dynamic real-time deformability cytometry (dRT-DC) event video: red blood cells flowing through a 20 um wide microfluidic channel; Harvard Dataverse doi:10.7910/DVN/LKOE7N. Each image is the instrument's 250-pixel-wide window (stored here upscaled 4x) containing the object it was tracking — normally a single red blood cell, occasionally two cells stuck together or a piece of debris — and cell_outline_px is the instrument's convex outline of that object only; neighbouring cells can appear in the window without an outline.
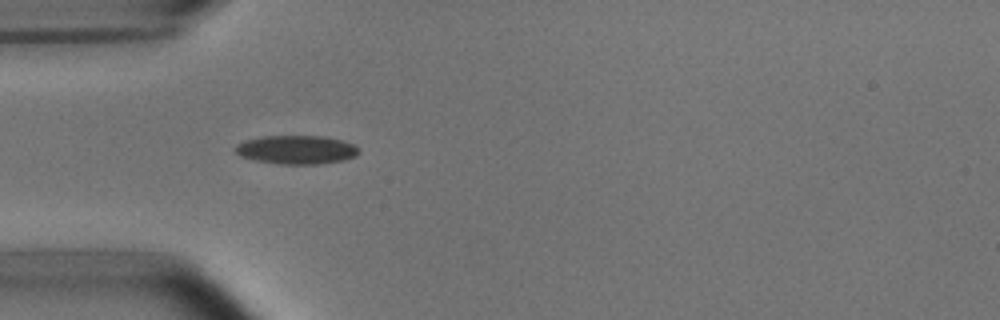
{"species": "common noctule bat (a hibernating species)", "species_latin": "Nyctalus noctula", "temperature_condition": "room temperature", "stored_images_in_passage": 8, "camera_frame_rate_fps": 3000, "um_per_image_px": 0.085, "animal": {"sex": "male", "body_mass_g": 15.6}, "frame": {"image": 1, "passage_image": 4, "time_ms": 3.333, "image_size_px": [1000, 320], "cell_outline_px": [[360, 152], [356, 156], [344, 160], [320, 164], [280, 164], [256, 160], [240, 156], [236, 152], [236, 144], [244, 140], [264, 136], [324, 136], [356, 144], [360, 148]], "centroid_in_image_um": [25.25, 12.72], "position_along_channel_um": 59.8, "area_um2": 20.75}}
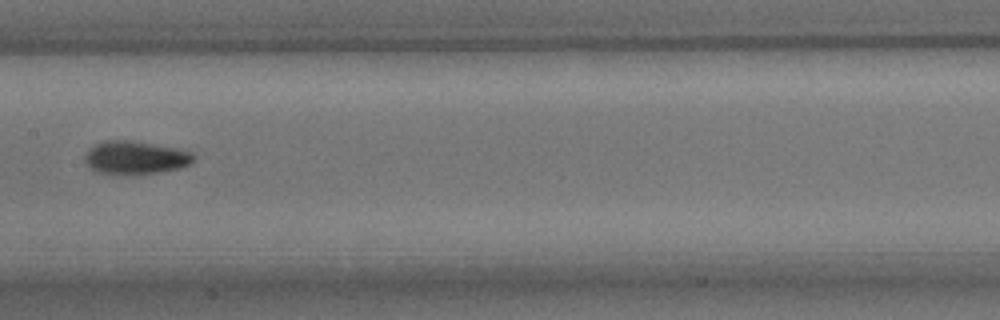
{"frame": {"image": 2, "passage_image": 7, "time_ms": 7.0, "image_size_px": [1000, 320], "cell_outline_px": [[196, 156], [188, 164], [180, 168], [156, 172], [96, 172], [84, 160], [84, 156], [96, 144], [104, 140], [132, 140], [176, 148], [188, 152]], "centroid_in_image_um": [11.51, 13.35], "position_along_channel_um": 195.9, "area_um2": 20.06}}
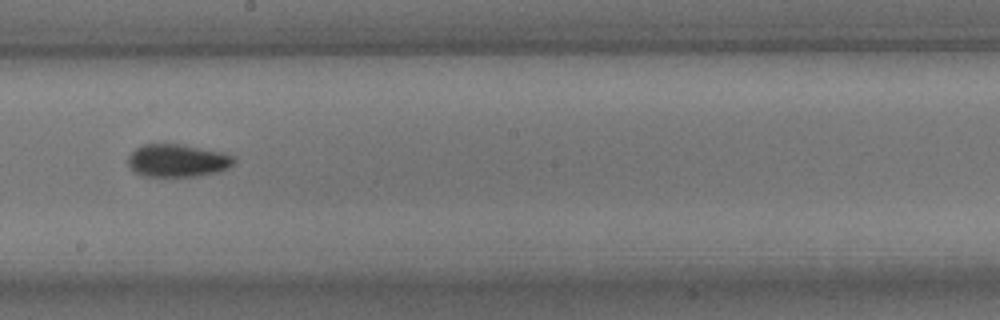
{"frame": {"image": 3, "passage_image": 8, "time_ms": 8.0, "image_size_px": [1000, 320], "cell_outline_px": [[236, 160], [228, 168], [216, 172], [196, 176], [140, 176], [128, 164], [128, 156], [136, 148], [144, 144], [180, 144], [224, 152], [232, 156]], "centroid_in_image_um": [15.08, 13.64], "position_along_channel_um": 233.1, "area_um2": 20.11}}